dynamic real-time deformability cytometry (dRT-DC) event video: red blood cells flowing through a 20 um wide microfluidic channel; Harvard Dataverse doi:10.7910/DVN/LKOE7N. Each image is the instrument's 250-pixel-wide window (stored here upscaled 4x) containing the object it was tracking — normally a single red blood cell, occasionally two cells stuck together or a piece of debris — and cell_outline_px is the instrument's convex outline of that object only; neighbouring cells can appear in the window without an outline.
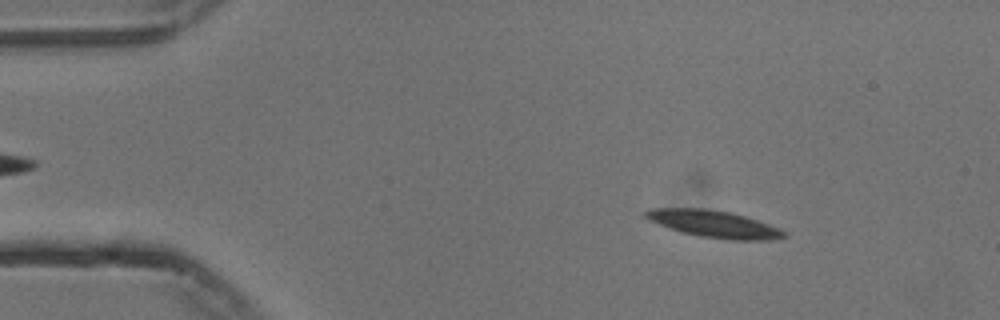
{"species": "common noctule bat (a hibernating species)", "species_latin": "Nyctalus noctula", "temperature_condition": "cold", "stored_images_in_passage": 49, "camera_frame_rate_fps": 3000, "um_per_image_px": 0.085, "animal": {"sex": "male", "body_mass_g": 13.3}, "frame": {"image": 1, "passage_image": 1, "time_ms": 0.0, "image_size_px": [1000, 320], "cell_outline_px": [[788, 236], [772, 240], [732, 240], [700, 236], [668, 228], [648, 220], [644, 216], [644, 212], [652, 208], [700, 208], [728, 212], [744, 216], [768, 224], [784, 232]], "centroid_in_image_um": [60.64, 19.04], "position_along_channel_um": 24.4, "area_um2": 21.44}}
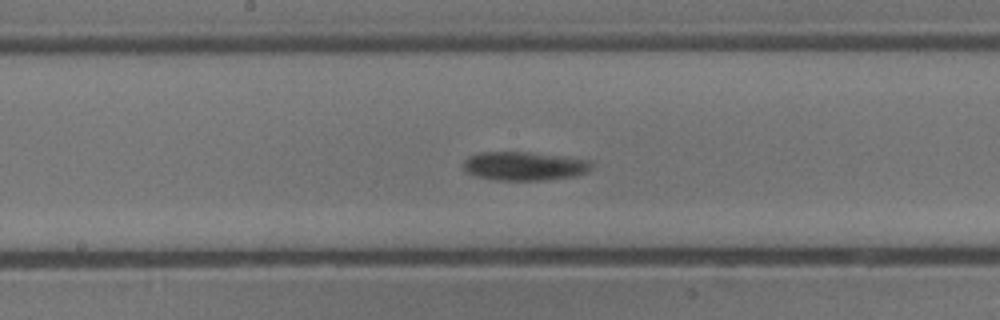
{"frame": {"image": 2, "passage_image": 22, "time_ms": 7.0, "image_size_px": [1000, 320], "cell_outline_px": [[592, 168], [576, 176], [544, 180], [496, 180], [480, 176], [468, 172], [464, 168], [464, 160], [468, 156], [480, 152], [528, 152], [592, 160]], "centroid_in_image_um": [44.59, 14.11], "position_along_channel_um": 203.6, "area_um2": 21.27}}
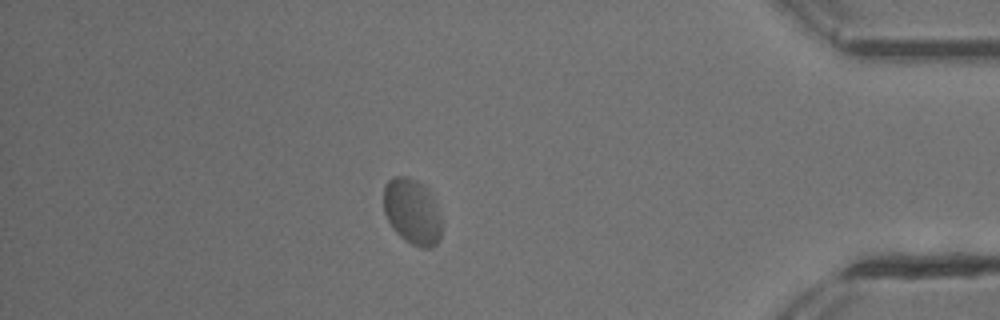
{"frame": {"image": 3, "passage_image": 42, "time_ms": 13.667, "image_size_px": [1000, 320], "cell_outline_px": [[440, 240], [432, 248], [420, 248], [404, 240], [392, 228], [384, 212], [384, 184], [388, 180], [396, 176], [404, 176], [416, 180], [424, 188], [440, 220]], "centroid_in_image_um": [34.97, 18.04], "position_along_channel_um": 400.2, "area_um2": 21.44}, "authors_computed_cell_mechanics": {"area_um2": 21.2126, "velocity_mm_per_s": 3.5934, "shape_relaxation_time_tau1_ms": 3.5807, "shape_relaxation_time_tau2_ms": 1.0543, "deformation_change_tau1": 0.0979, "deformation_change_tau2": 0.0296}}